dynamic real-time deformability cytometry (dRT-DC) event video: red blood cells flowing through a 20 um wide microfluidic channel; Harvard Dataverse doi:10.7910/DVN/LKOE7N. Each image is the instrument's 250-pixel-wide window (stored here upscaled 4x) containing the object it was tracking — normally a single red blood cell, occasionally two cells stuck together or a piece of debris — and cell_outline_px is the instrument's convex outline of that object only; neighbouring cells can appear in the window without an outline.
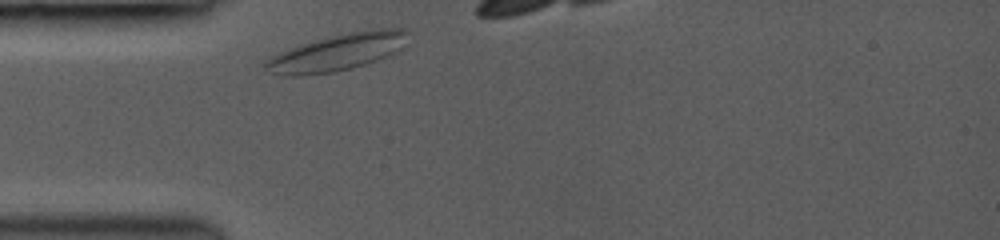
{"species": "common noctule bat (a hibernating species)", "species_latin": "Nyctalus noctula", "temperature_condition": "room temperature", "stored_images_in_passage": 2, "camera_frame_rate_fps": 3000, "um_per_image_px": 0.085, "animal": {"sex": "female", "body_mass_g": 19.0, "forearm_length_mm": 53.3}, "frame": {"image": 1, "passage_image": 1, "time_ms": 0.0, "image_size_px": [1000, 240], "cell_outline_px": [[408, 32], [400, 48], [396, 52], [376, 60], [352, 68], [336, 72], [300, 76], [280, 76], [268, 72], [264, 68], [264, 60], [288, 48], [328, 36], [348, 32], [372, 28], [404, 28]], "centroid_in_image_um": [28.6, 4.45], "position_along_channel_um": 56.4, "area_um2": 30.75}}